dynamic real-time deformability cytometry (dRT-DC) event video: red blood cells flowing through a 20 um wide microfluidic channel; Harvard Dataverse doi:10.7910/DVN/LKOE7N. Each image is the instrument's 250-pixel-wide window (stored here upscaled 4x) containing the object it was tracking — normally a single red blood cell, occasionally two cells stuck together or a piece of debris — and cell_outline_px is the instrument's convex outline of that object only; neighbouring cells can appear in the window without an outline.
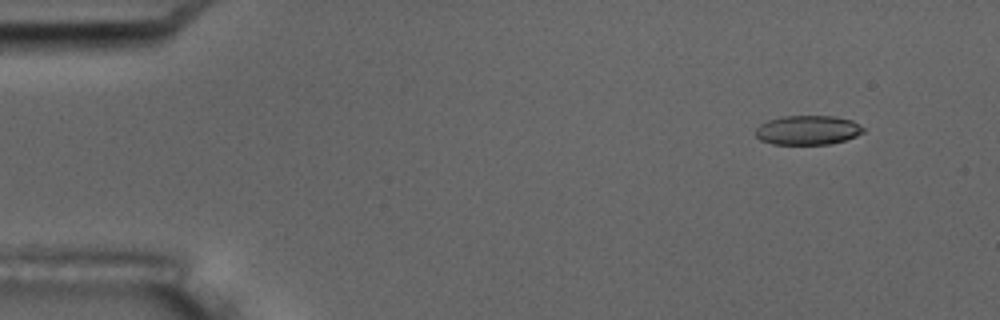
{"species": "common noctule bat (a hibernating species)", "species_latin": "Nyctalus noctula", "temperature_condition": "room temperature", "stored_images_in_passage": 4, "camera_frame_rate_fps": 3000, "um_per_image_px": 0.085, "animal": {"sex": "male", "body_mass_g": 17.5, "forearm_length_mm": 52.3}, "frame": {"image": 1, "passage_image": 1, "time_ms": 0.0, "image_size_px": [1000, 320], "cell_outline_px": [[864, 132], [856, 136], [844, 140], [828, 144], [772, 144], [760, 140], [756, 136], [756, 128], [760, 124], [768, 120], [784, 116], [836, 116], [852, 120], [864, 128]], "centroid_in_image_um": [68.65, 11.05], "position_along_channel_um": 16.3, "area_um2": 18.38}}